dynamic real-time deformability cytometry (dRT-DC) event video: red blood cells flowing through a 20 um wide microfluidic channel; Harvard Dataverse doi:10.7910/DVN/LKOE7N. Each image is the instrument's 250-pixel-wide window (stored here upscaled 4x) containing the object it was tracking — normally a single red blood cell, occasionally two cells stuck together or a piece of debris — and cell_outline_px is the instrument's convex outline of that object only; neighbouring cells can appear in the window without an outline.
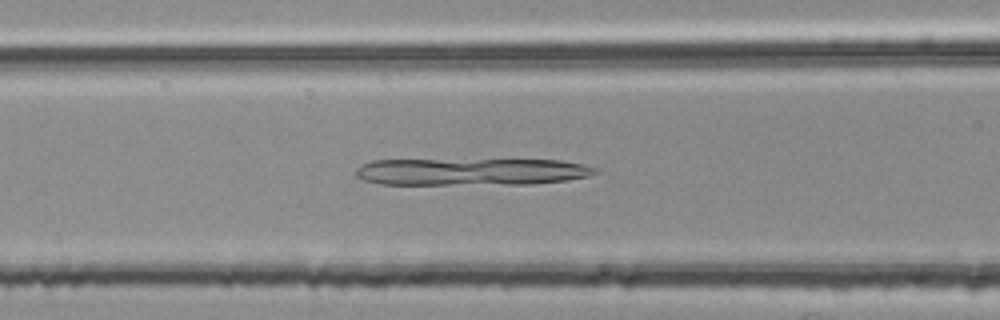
{"species": "common noctule bat (a hibernating species)", "species_latin": "Nyctalus noctula", "temperature_condition": "room temperature", "stored_images_in_passage": 43, "camera_frame_rate_fps": 3000, "um_per_image_px": 0.085, "animal": {"sex": "female", "body_mass_g": 25.1}, "frame": {"image": 1, "passage_image": 16, "time_ms": 5.0, "image_size_px": [1000, 320], "cell_outline_px": [[600, 172], [588, 176], [568, 180], [532, 184], [380, 184], [364, 180], [356, 176], [356, 168], [372, 160], [560, 160], [584, 164], [596, 168]], "centroid_in_image_um": [40.1, 14.6], "position_along_channel_um": 126.5, "area_um2": 37.86}}
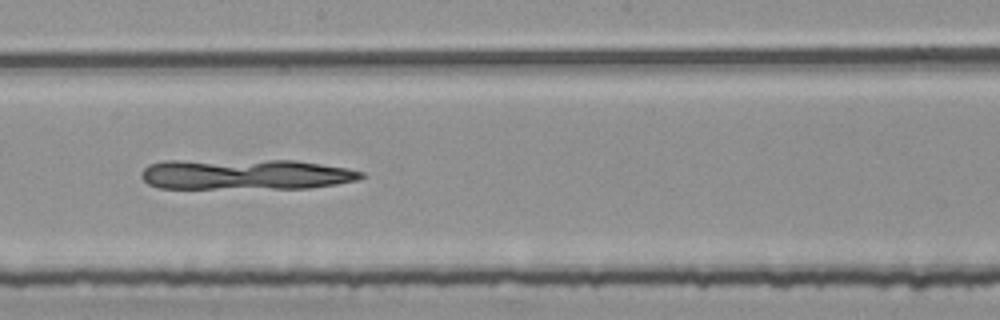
{"frame": {"image": 2, "passage_image": 24, "time_ms": 7.667, "image_size_px": [1000, 320], "cell_outline_px": [[368, 176], [356, 180], [336, 184], [308, 188], [160, 188], [148, 184], [140, 176], [140, 172], [148, 164], [164, 160], [296, 160], [348, 168], [364, 172]], "centroid_in_image_um": [20.86, 14.81], "position_along_channel_um": 227.3, "area_um2": 39.59}}
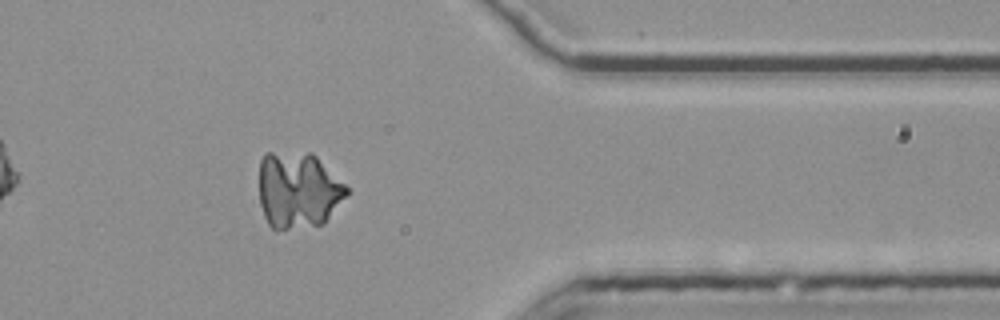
{"frame": {"image": 3, "passage_image": 38, "time_ms": 12.333, "image_size_px": [1000, 320], "cell_outline_px": [[348, 192], [324, 224], [288, 228], [272, 228], [268, 224], [264, 216], [260, 204], [260, 160], [264, 152], [312, 152], [348, 188]], "centroid_in_image_um": [25.32, 16.13], "position_along_channel_um": 386.1, "area_um2": 38.73}}